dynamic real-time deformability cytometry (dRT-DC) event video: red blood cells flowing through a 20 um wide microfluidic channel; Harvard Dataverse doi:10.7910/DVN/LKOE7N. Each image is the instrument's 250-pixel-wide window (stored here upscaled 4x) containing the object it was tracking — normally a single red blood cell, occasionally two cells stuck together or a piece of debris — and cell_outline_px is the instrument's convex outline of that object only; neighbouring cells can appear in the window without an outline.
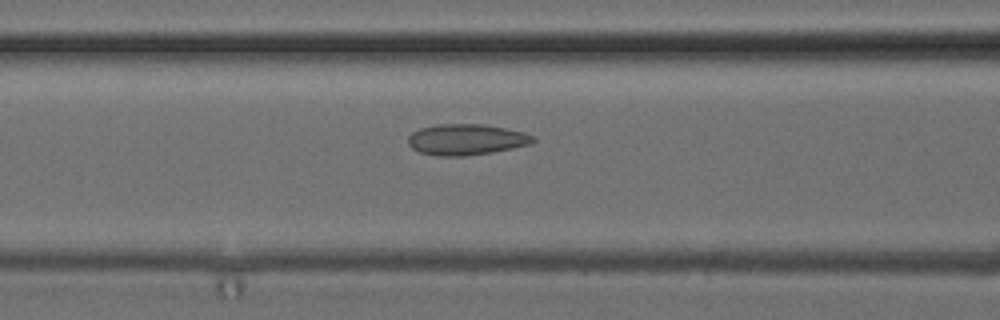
{"species": "common noctule bat (a hibernating species)", "species_latin": "Nyctalus noctula", "temperature_condition": "cold", "stored_images_in_passage": 51, "camera_frame_rate_fps": 3000, "um_per_image_px": 0.085, "animal": {"sex": "female", "body_mass_g": 24.6, "forearm_length_mm": 56.2}, "frame": {"image": 1, "passage_image": 21, "time_ms": 6.667, "image_size_px": [1000, 320], "cell_outline_px": [[536, 140], [532, 144], [492, 152], [464, 156], [436, 156], [420, 152], [412, 148], [408, 144], [408, 136], [412, 132], [420, 128], [436, 124], [484, 124], [524, 132], [532, 136]], "centroid_in_image_um": [39.61, 11.86], "position_along_channel_um": 127.0, "area_um2": 22.6}}
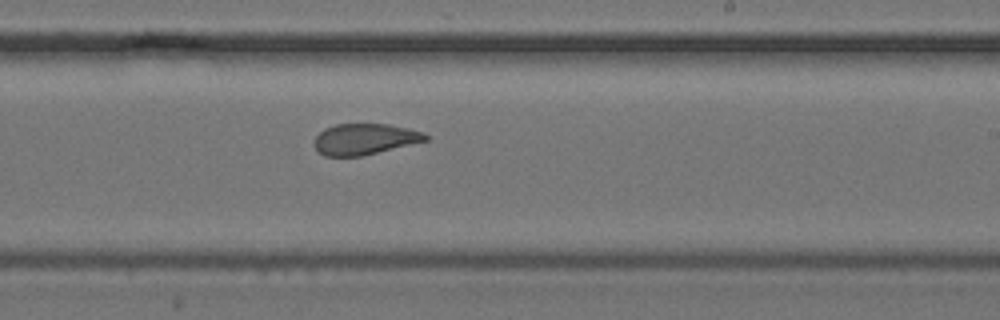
{"frame": {"image": 2, "passage_image": 31, "time_ms": 10.0, "image_size_px": [1000, 320], "cell_outline_px": [[428, 140], [360, 156], [324, 156], [312, 144], [312, 140], [324, 128], [336, 124], [388, 124], [408, 128], [424, 132], [428, 136]], "centroid_in_image_um": [30.96, 11.81], "position_along_channel_um": 258.0, "area_um2": 20.06}}
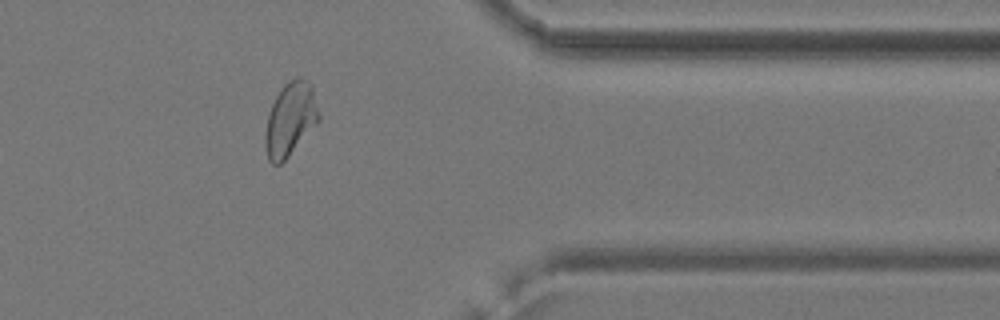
{"frame": {"image": 3, "passage_image": 42, "time_ms": 13.667, "image_size_px": [1000, 320], "cell_outline_px": [[320, 120], [288, 156], [280, 164], [272, 164], [268, 160], [264, 144], [264, 132], [268, 116], [272, 104], [276, 96], [284, 84], [296, 76], [300, 76], [308, 80], [312, 84], [320, 116]], "centroid_in_image_um": [24.67, 10.11], "position_along_channel_um": 386.7, "area_um2": 23.06}, "authors_computed_cell_mechanics": {"area_um2": 23.0622, "velocity_mm_per_s": 3.9417, "shape_relaxation_time_tau1_ms": null, "shape_relaxation_time_tau2_ms": 1.1215, "deformation_change_tau1": null, "deformation_change_tau2": 0.0604}}